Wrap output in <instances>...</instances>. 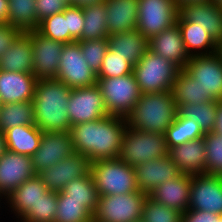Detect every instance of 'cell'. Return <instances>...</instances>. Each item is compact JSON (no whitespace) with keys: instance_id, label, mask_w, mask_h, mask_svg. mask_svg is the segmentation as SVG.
<instances>
[{"instance_id":"6da1fadb","label":"cell","mask_w":222,"mask_h":222,"mask_svg":"<svg viewBox=\"0 0 222 222\" xmlns=\"http://www.w3.org/2000/svg\"><path fill=\"white\" fill-rule=\"evenodd\" d=\"M126 128V118L117 115L71 126L74 152L87 156L91 163L118 158Z\"/></svg>"},{"instance_id":"7a4b0ae2","label":"cell","mask_w":222,"mask_h":222,"mask_svg":"<svg viewBox=\"0 0 222 222\" xmlns=\"http://www.w3.org/2000/svg\"><path fill=\"white\" fill-rule=\"evenodd\" d=\"M72 88L56 79H38L33 98L35 125L42 132L70 131L68 101Z\"/></svg>"},{"instance_id":"3957f363","label":"cell","mask_w":222,"mask_h":222,"mask_svg":"<svg viewBox=\"0 0 222 222\" xmlns=\"http://www.w3.org/2000/svg\"><path fill=\"white\" fill-rule=\"evenodd\" d=\"M177 107L172 91L141 94L127 115V126L138 131L165 134L174 122Z\"/></svg>"},{"instance_id":"277c9868","label":"cell","mask_w":222,"mask_h":222,"mask_svg":"<svg viewBox=\"0 0 222 222\" xmlns=\"http://www.w3.org/2000/svg\"><path fill=\"white\" fill-rule=\"evenodd\" d=\"M181 68L172 61L147 50L133 66V75L142 94L172 91Z\"/></svg>"},{"instance_id":"5b68a950","label":"cell","mask_w":222,"mask_h":222,"mask_svg":"<svg viewBox=\"0 0 222 222\" xmlns=\"http://www.w3.org/2000/svg\"><path fill=\"white\" fill-rule=\"evenodd\" d=\"M91 174L99 196L139 191L134 167L119 158L91 163Z\"/></svg>"},{"instance_id":"8992f818","label":"cell","mask_w":222,"mask_h":222,"mask_svg":"<svg viewBox=\"0 0 222 222\" xmlns=\"http://www.w3.org/2000/svg\"><path fill=\"white\" fill-rule=\"evenodd\" d=\"M165 134L138 131L129 126L123 134L119 159L131 167L168 155Z\"/></svg>"},{"instance_id":"52a82bcc","label":"cell","mask_w":222,"mask_h":222,"mask_svg":"<svg viewBox=\"0 0 222 222\" xmlns=\"http://www.w3.org/2000/svg\"><path fill=\"white\" fill-rule=\"evenodd\" d=\"M147 196L143 191L99 196L93 222L139 221Z\"/></svg>"},{"instance_id":"ba28073f","label":"cell","mask_w":222,"mask_h":222,"mask_svg":"<svg viewBox=\"0 0 222 222\" xmlns=\"http://www.w3.org/2000/svg\"><path fill=\"white\" fill-rule=\"evenodd\" d=\"M109 115L127 117L141 96L133 73L113 78H97Z\"/></svg>"},{"instance_id":"9c48e42d","label":"cell","mask_w":222,"mask_h":222,"mask_svg":"<svg viewBox=\"0 0 222 222\" xmlns=\"http://www.w3.org/2000/svg\"><path fill=\"white\" fill-rule=\"evenodd\" d=\"M179 7L174 0H138L136 29L148 40L177 23Z\"/></svg>"},{"instance_id":"30bf717a","label":"cell","mask_w":222,"mask_h":222,"mask_svg":"<svg viewBox=\"0 0 222 222\" xmlns=\"http://www.w3.org/2000/svg\"><path fill=\"white\" fill-rule=\"evenodd\" d=\"M56 80L72 89L97 84V74L88 66L77 42L64 44Z\"/></svg>"},{"instance_id":"8fae6325","label":"cell","mask_w":222,"mask_h":222,"mask_svg":"<svg viewBox=\"0 0 222 222\" xmlns=\"http://www.w3.org/2000/svg\"><path fill=\"white\" fill-rule=\"evenodd\" d=\"M109 115L98 84L74 88L68 101V116L71 125L86 123Z\"/></svg>"},{"instance_id":"7c38bea8","label":"cell","mask_w":222,"mask_h":222,"mask_svg":"<svg viewBox=\"0 0 222 222\" xmlns=\"http://www.w3.org/2000/svg\"><path fill=\"white\" fill-rule=\"evenodd\" d=\"M184 70L214 101L222 99V58L217 52L191 57Z\"/></svg>"},{"instance_id":"4fadbf2b","label":"cell","mask_w":222,"mask_h":222,"mask_svg":"<svg viewBox=\"0 0 222 222\" xmlns=\"http://www.w3.org/2000/svg\"><path fill=\"white\" fill-rule=\"evenodd\" d=\"M188 209L222 215V176L191 175Z\"/></svg>"},{"instance_id":"5bb4252c","label":"cell","mask_w":222,"mask_h":222,"mask_svg":"<svg viewBox=\"0 0 222 222\" xmlns=\"http://www.w3.org/2000/svg\"><path fill=\"white\" fill-rule=\"evenodd\" d=\"M90 172L89 158L78 152H73L55 165L38 173V176L50 191L59 192L68 182L87 176Z\"/></svg>"},{"instance_id":"9a60e30c","label":"cell","mask_w":222,"mask_h":222,"mask_svg":"<svg viewBox=\"0 0 222 222\" xmlns=\"http://www.w3.org/2000/svg\"><path fill=\"white\" fill-rule=\"evenodd\" d=\"M33 75L37 79H56L64 43L44 37L31 30Z\"/></svg>"},{"instance_id":"2e32d148","label":"cell","mask_w":222,"mask_h":222,"mask_svg":"<svg viewBox=\"0 0 222 222\" xmlns=\"http://www.w3.org/2000/svg\"><path fill=\"white\" fill-rule=\"evenodd\" d=\"M74 152L70 131L43 132L38 150L31 156L36 173Z\"/></svg>"},{"instance_id":"e0dca14e","label":"cell","mask_w":222,"mask_h":222,"mask_svg":"<svg viewBox=\"0 0 222 222\" xmlns=\"http://www.w3.org/2000/svg\"><path fill=\"white\" fill-rule=\"evenodd\" d=\"M37 175L30 156L6 151L0 157V194L7 197L26 180Z\"/></svg>"},{"instance_id":"ac0fdd59","label":"cell","mask_w":222,"mask_h":222,"mask_svg":"<svg viewBox=\"0 0 222 222\" xmlns=\"http://www.w3.org/2000/svg\"><path fill=\"white\" fill-rule=\"evenodd\" d=\"M134 170L138 189L146 194L167 180L182 174L169 155L141 163L135 166Z\"/></svg>"},{"instance_id":"d6986e66","label":"cell","mask_w":222,"mask_h":222,"mask_svg":"<svg viewBox=\"0 0 222 222\" xmlns=\"http://www.w3.org/2000/svg\"><path fill=\"white\" fill-rule=\"evenodd\" d=\"M179 14L205 29L217 43L222 41V9L212 1L186 3L179 8Z\"/></svg>"},{"instance_id":"ffe728a7","label":"cell","mask_w":222,"mask_h":222,"mask_svg":"<svg viewBox=\"0 0 222 222\" xmlns=\"http://www.w3.org/2000/svg\"><path fill=\"white\" fill-rule=\"evenodd\" d=\"M37 80L31 73L0 70L1 103L33 101Z\"/></svg>"},{"instance_id":"44dd1931","label":"cell","mask_w":222,"mask_h":222,"mask_svg":"<svg viewBox=\"0 0 222 222\" xmlns=\"http://www.w3.org/2000/svg\"><path fill=\"white\" fill-rule=\"evenodd\" d=\"M149 50L168 59L184 69L190 56L186 51L181 31L177 24L163 30L148 40Z\"/></svg>"},{"instance_id":"7402d4cb","label":"cell","mask_w":222,"mask_h":222,"mask_svg":"<svg viewBox=\"0 0 222 222\" xmlns=\"http://www.w3.org/2000/svg\"><path fill=\"white\" fill-rule=\"evenodd\" d=\"M206 144L204 137L169 148L168 155L182 174H205Z\"/></svg>"},{"instance_id":"603a6c76","label":"cell","mask_w":222,"mask_h":222,"mask_svg":"<svg viewBox=\"0 0 222 222\" xmlns=\"http://www.w3.org/2000/svg\"><path fill=\"white\" fill-rule=\"evenodd\" d=\"M191 175L181 174L157 186L148 196L159 204L171 207L182 214L188 210Z\"/></svg>"},{"instance_id":"cb8c5ba5","label":"cell","mask_w":222,"mask_h":222,"mask_svg":"<svg viewBox=\"0 0 222 222\" xmlns=\"http://www.w3.org/2000/svg\"><path fill=\"white\" fill-rule=\"evenodd\" d=\"M49 189L37 175L26 180L6 197V209L12 212L18 221L31 206H34Z\"/></svg>"},{"instance_id":"d4e9b609","label":"cell","mask_w":222,"mask_h":222,"mask_svg":"<svg viewBox=\"0 0 222 222\" xmlns=\"http://www.w3.org/2000/svg\"><path fill=\"white\" fill-rule=\"evenodd\" d=\"M107 9L108 36L136 29L138 0H104Z\"/></svg>"},{"instance_id":"484cf974","label":"cell","mask_w":222,"mask_h":222,"mask_svg":"<svg viewBox=\"0 0 222 222\" xmlns=\"http://www.w3.org/2000/svg\"><path fill=\"white\" fill-rule=\"evenodd\" d=\"M31 32H23L0 57V70L33 74Z\"/></svg>"},{"instance_id":"4316f807","label":"cell","mask_w":222,"mask_h":222,"mask_svg":"<svg viewBox=\"0 0 222 222\" xmlns=\"http://www.w3.org/2000/svg\"><path fill=\"white\" fill-rule=\"evenodd\" d=\"M176 24L179 26L183 43L190 57L217 52L218 43L198 24L186 21L180 14Z\"/></svg>"},{"instance_id":"83f0119b","label":"cell","mask_w":222,"mask_h":222,"mask_svg":"<svg viewBox=\"0 0 222 222\" xmlns=\"http://www.w3.org/2000/svg\"><path fill=\"white\" fill-rule=\"evenodd\" d=\"M109 48L133 66L149 49L148 39L137 29L108 36Z\"/></svg>"},{"instance_id":"f1b7e54d","label":"cell","mask_w":222,"mask_h":222,"mask_svg":"<svg viewBox=\"0 0 222 222\" xmlns=\"http://www.w3.org/2000/svg\"><path fill=\"white\" fill-rule=\"evenodd\" d=\"M4 134L8 151L31 157L39 148L43 132L36 125H22Z\"/></svg>"},{"instance_id":"f546056e","label":"cell","mask_w":222,"mask_h":222,"mask_svg":"<svg viewBox=\"0 0 222 222\" xmlns=\"http://www.w3.org/2000/svg\"><path fill=\"white\" fill-rule=\"evenodd\" d=\"M172 94L177 108L183 104L199 105L214 101L209 95L205 94L198 82L184 69H181L173 84Z\"/></svg>"},{"instance_id":"4dcf8cb0","label":"cell","mask_w":222,"mask_h":222,"mask_svg":"<svg viewBox=\"0 0 222 222\" xmlns=\"http://www.w3.org/2000/svg\"><path fill=\"white\" fill-rule=\"evenodd\" d=\"M61 192L66 194V200L82 202V205L94 215L97 209L99 194L91 172L87 176L68 182Z\"/></svg>"},{"instance_id":"1f68e13d","label":"cell","mask_w":222,"mask_h":222,"mask_svg":"<svg viewBox=\"0 0 222 222\" xmlns=\"http://www.w3.org/2000/svg\"><path fill=\"white\" fill-rule=\"evenodd\" d=\"M83 40L108 39L107 9L104 1L83 6Z\"/></svg>"},{"instance_id":"d6a6232c","label":"cell","mask_w":222,"mask_h":222,"mask_svg":"<svg viewBox=\"0 0 222 222\" xmlns=\"http://www.w3.org/2000/svg\"><path fill=\"white\" fill-rule=\"evenodd\" d=\"M36 0H8V24L22 32L37 30Z\"/></svg>"},{"instance_id":"836d02e7","label":"cell","mask_w":222,"mask_h":222,"mask_svg":"<svg viewBox=\"0 0 222 222\" xmlns=\"http://www.w3.org/2000/svg\"><path fill=\"white\" fill-rule=\"evenodd\" d=\"M22 125H35L33 101L2 104L0 131L5 133L10 128Z\"/></svg>"},{"instance_id":"e575fe53","label":"cell","mask_w":222,"mask_h":222,"mask_svg":"<svg viewBox=\"0 0 222 222\" xmlns=\"http://www.w3.org/2000/svg\"><path fill=\"white\" fill-rule=\"evenodd\" d=\"M204 136L205 133L194 120L177 113L165 133V140L169 149Z\"/></svg>"},{"instance_id":"d590c367","label":"cell","mask_w":222,"mask_h":222,"mask_svg":"<svg viewBox=\"0 0 222 222\" xmlns=\"http://www.w3.org/2000/svg\"><path fill=\"white\" fill-rule=\"evenodd\" d=\"M182 117L194 120L204 133L214 132L216 124L217 101L195 104H183L177 108Z\"/></svg>"},{"instance_id":"8d00e7d4","label":"cell","mask_w":222,"mask_h":222,"mask_svg":"<svg viewBox=\"0 0 222 222\" xmlns=\"http://www.w3.org/2000/svg\"><path fill=\"white\" fill-rule=\"evenodd\" d=\"M54 222H93V215L82 205V202L66 200V194L59 191Z\"/></svg>"},{"instance_id":"74e56055","label":"cell","mask_w":222,"mask_h":222,"mask_svg":"<svg viewBox=\"0 0 222 222\" xmlns=\"http://www.w3.org/2000/svg\"><path fill=\"white\" fill-rule=\"evenodd\" d=\"M57 211V192L48 191L29 209L19 222H54Z\"/></svg>"},{"instance_id":"f35d334b","label":"cell","mask_w":222,"mask_h":222,"mask_svg":"<svg viewBox=\"0 0 222 222\" xmlns=\"http://www.w3.org/2000/svg\"><path fill=\"white\" fill-rule=\"evenodd\" d=\"M37 31L44 37L64 44L70 43V33L68 31L67 19L64 11L45 18L39 23Z\"/></svg>"},{"instance_id":"ab89813d","label":"cell","mask_w":222,"mask_h":222,"mask_svg":"<svg viewBox=\"0 0 222 222\" xmlns=\"http://www.w3.org/2000/svg\"><path fill=\"white\" fill-rule=\"evenodd\" d=\"M206 170L205 174L222 176V136L215 132L205 133Z\"/></svg>"},{"instance_id":"60d3db41","label":"cell","mask_w":222,"mask_h":222,"mask_svg":"<svg viewBox=\"0 0 222 222\" xmlns=\"http://www.w3.org/2000/svg\"><path fill=\"white\" fill-rule=\"evenodd\" d=\"M182 213L176 209L159 204L147 196L142 210L143 222H181Z\"/></svg>"},{"instance_id":"b9f144b4","label":"cell","mask_w":222,"mask_h":222,"mask_svg":"<svg viewBox=\"0 0 222 222\" xmlns=\"http://www.w3.org/2000/svg\"><path fill=\"white\" fill-rule=\"evenodd\" d=\"M133 65L121 55L115 54L108 48L103 58L101 68L97 73V78H113L131 74Z\"/></svg>"},{"instance_id":"7bdbcfd3","label":"cell","mask_w":222,"mask_h":222,"mask_svg":"<svg viewBox=\"0 0 222 222\" xmlns=\"http://www.w3.org/2000/svg\"><path fill=\"white\" fill-rule=\"evenodd\" d=\"M88 66L97 74L109 48L108 39L76 41Z\"/></svg>"},{"instance_id":"ee69618b","label":"cell","mask_w":222,"mask_h":222,"mask_svg":"<svg viewBox=\"0 0 222 222\" xmlns=\"http://www.w3.org/2000/svg\"><path fill=\"white\" fill-rule=\"evenodd\" d=\"M64 17L67 19L68 31L70 33V43L82 41V31L85 22L83 7L69 5L64 10Z\"/></svg>"},{"instance_id":"f6af8a7d","label":"cell","mask_w":222,"mask_h":222,"mask_svg":"<svg viewBox=\"0 0 222 222\" xmlns=\"http://www.w3.org/2000/svg\"><path fill=\"white\" fill-rule=\"evenodd\" d=\"M35 2L38 23L47 17L63 12L70 5L66 0H36Z\"/></svg>"},{"instance_id":"bcb514c9","label":"cell","mask_w":222,"mask_h":222,"mask_svg":"<svg viewBox=\"0 0 222 222\" xmlns=\"http://www.w3.org/2000/svg\"><path fill=\"white\" fill-rule=\"evenodd\" d=\"M23 32L8 23L0 24V57Z\"/></svg>"},{"instance_id":"7dc6e473","label":"cell","mask_w":222,"mask_h":222,"mask_svg":"<svg viewBox=\"0 0 222 222\" xmlns=\"http://www.w3.org/2000/svg\"><path fill=\"white\" fill-rule=\"evenodd\" d=\"M181 222H217V214L188 209L182 214Z\"/></svg>"},{"instance_id":"c3c4849f","label":"cell","mask_w":222,"mask_h":222,"mask_svg":"<svg viewBox=\"0 0 222 222\" xmlns=\"http://www.w3.org/2000/svg\"><path fill=\"white\" fill-rule=\"evenodd\" d=\"M214 132L222 136V99L217 100L216 124Z\"/></svg>"},{"instance_id":"681fc988","label":"cell","mask_w":222,"mask_h":222,"mask_svg":"<svg viewBox=\"0 0 222 222\" xmlns=\"http://www.w3.org/2000/svg\"><path fill=\"white\" fill-rule=\"evenodd\" d=\"M8 23V0H0V24Z\"/></svg>"},{"instance_id":"f907efd6","label":"cell","mask_w":222,"mask_h":222,"mask_svg":"<svg viewBox=\"0 0 222 222\" xmlns=\"http://www.w3.org/2000/svg\"><path fill=\"white\" fill-rule=\"evenodd\" d=\"M104 0H71V5L83 7L92 3H100Z\"/></svg>"},{"instance_id":"816d5d0a","label":"cell","mask_w":222,"mask_h":222,"mask_svg":"<svg viewBox=\"0 0 222 222\" xmlns=\"http://www.w3.org/2000/svg\"><path fill=\"white\" fill-rule=\"evenodd\" d=\"M7 151L5 134L0 131V157Z\"/></svg>"},{"instance_id":"f5cc1de1","label":"cell","mask_w":222,"mask_h":222,"mask_svg":"<svg viewBox=\"0 0 222 222\" xmlns=\"http://www.w3.org/2000/svg\"><path fill=\"white\" fill-rule=\"evenodd\" d=\"M175 4L180 8L186 3H191V2H202V1H207V0H174Z\"/></svg>"},{"instance_id":"db71d44e","label":"cell","mask_w":222,"mask_h":222,"mask_svg":"<svg viewBox=\"0 0 222 222\" xmlns=\"http://www.w3.org/2000/svg\"><path fill=\"white\" fill-rule=\"evenodd\" d=\"M1 201H3V202H1ZM3 203V204H2ZM4 204L6 205V197H4L2 194H0V210H2V207H3V209L5 208V209H7L6 208V206H4ZM3 205V206H2ZM2 206V207H1ZM0 212H2V211H0ZM1 218V217H0Z\"/></svg>"},{"instance_id":"11a10c76","label":"cell","mask_w":222,"mask_h":222,"mask_svg":"<svg viewBox=\"0 0 222 222\" xmlns=\"http://www.w3.org/2000/svg\"><path fill=\"white\" fill-rule=\"evenodd\" d=\"M217 53L220 55V57L222 58V41H220L218 43V49H217Z\"/></svg>"},{"instance_id":"9f6ffc18","label":"cell","mask_w":222,"mask_h":222,"mask_svg":"<svg viewBox=\"0 0 222 222\" xmlns=\"http://www.w3.org/2000/svg\"><path fill=\"white\" fill-rule=\"evenodd\" d=\"M215 3L220 9H222V0H210Z\"/></svg>"},{"instance_id":"6f0895ef","label":"cell","mask_w":222,"mask_h":222,"mask_svg":"<svg viewBox=\"0 0 222 222\" xmlns=\"http://www.w3.org/2000/svg\"><path fill=\"white\" fill-rule=\"evenodd\" d=\"M217 222H222V215H217Z\"/></svg>"}]
</instances>
